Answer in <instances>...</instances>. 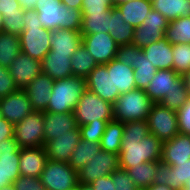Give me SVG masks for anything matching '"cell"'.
I'll return each instance as SVG.
<instances>
[{"label": "cell", "mask_w": 190, "mask_h": 190, "mask_svg": "<svg viewBox=\"0 0 190 190\" xmlns=\"http://www.w3.org/2000/svg\"><path fill=\"white\" fill-rule=\"evenodd\" d=\"M163 142L150 134L147 120L124 123L119 166L126 170L148 161H161Z\"/></svg>", "instance_id": "6da1fadb"}, {"label": "cell", "mask_w": 190, "mask_h": 190, "mask_svg": "<svg viewBox=\"0 0 190 190\" xmlns=\"http://www.w3.org/2000/svg\"><path fill=\"white\" fill-rule=\"evenodd\" d=\"M52 30L43 28L36 10H24V31L19 35L21 52L41 61L51 50Z\"/></svg>", "instance_id": "7a4b0ae2"}, {"label": "cell", "mask_w": 190, "mask_h": 190, "mask_svg": "<svg viewBox=\"0 0 190 190\" xmlns=\"http://www.w3.org/2000/svg\"><path fill=\"white\" fill-rule=\"evenodd\" d=\"M35 10L43 28L49 30L65 29L80 31L82 11L63 5L61 0H40Z\"/></svg>", "instance_id": "3957f363"}, {"label": "cell", "mask_w": 190, "mask_h": 190, "mask_svg": "<svg viewBox=\"0 0 190 190\" xmlns=\"http://www.w3.org/2000/svg\"><path fill=\"white\" fill-rule=\"evenodd\" d=\"M87 90L86 79L71 76L54 81L47 110L49 113L73 112L84 92Z\"/></svg>", "instance_id": "277c9868"}, {"label": "cell", "mask_w": 190, "mask_h": 190, "mask_svg": "<svg viewBox=\"0 0 190 190\" xmlns=\"http://www.w3.org/2000/svg\"><path fill=\"white\" fill-rule=\"evenodd\" d=\"M153 104L143 89L135 88L120 94L113 104L114 120L122 123L147 120Z\"/></svg>", "instance_id": "5b68a950"}, {"label": "cell", "mask_w": 190, "mask_h": 190, "mask_svg": "<svg viewBox=\"0 0 190 190\" xmlns=\"http://www.w3.org/2000/svg\"><path fill=\"white\" fill-rule=\"evenodd\" d=\"M73 113L78 127L88 123H108L114 120L113 104L89 90L81 96Z\"/></svg>", "instance_id": "8992f818"}, {"label": "cell", "mask_w": 190, "mask_h": 190, "mask_svg": "<svg viewBox=\"0 0 190 190\" xmlns=\"http://www.w3.org/2000/svg\"><path fill=\"white\" fill-rule=\"evenodd\" d=\"M40 181L47 190H76L78 186L77 171L68 163L48 159Z\"/></svg>", "instance_id": "52a82bcc"}, {"label": "cell", "mask_w": 190, "mask_h": 190, "mask_svg": "<svg viewBox=\"0 0 190 190\" xmlns=\"http://www.w3.org/2000/svg\"><path fill=\"white\" fill-rule=\"evenodd\" d=\"M43 111H33L14 124L13 137L20 148L44 146Z\"/></svg>", "instance_id": "ba28073f"}, {"label": "cell", "mask_w": 190, "mask_h": 190, "mask_svg": "<svg viewBox=\"0 0 190 190\" xmlns=\"http://www.w3.org/2000/svg\"><path fill=\"white\" fill-rule=\"evenodd\" d=\"M147 124L150 134L162 142L172 139L179 133L177 111L163 107L159 103L152 105Z\"/></svg>", "instance_id": "9c48e42d"}, {"label": "cell", "mask_w": 190, "mask_h": 190, "mask_svg": "<svg viewBox=\"0 0 190 190\" xmlns=\"http://www.w3.org/2000/svg\"><path fill=\"white\" fill-rule=\"evenodd\" d=\"M119 168V154L101 149L77 172L78 184H91L98 178L110 175Z\"/></svg>", "instance_id": "30bf717a"}, {"label": "cell", "mask_w": 190, "mask_h": 190, "mask_svg": "<svg viewBox=\"0 0 190 190\" xmlns=\"http://www.w3.org/2000/svg\"><path fill=\"white\" fill-rule=\"evenodd\" d=\"M168 25L169 21L152 8L142 25L135 28L131 44L142 49L149 44L158 42L165 37Z\"/></svg>", "instance_id": "8fae6325"}, {"label": "cell", "mask_w": 190, "mask_h": 190, "mask_svg": "<svg viewBox=\"0 0 190 190\" xmlns=\"http://www.w3.org/2000/svg\"><path fill=\"white\" fill-rule=\"evenodd\" d=\"M190 179V159L184 162H173L171 165L157 161V171L154 176L155 184L168 185L179 190Z\"/></svg>", "instance_id": "7c38bea8"}, {"label": "cell", "mask_w": 190, "mask_h": 190, "mask_svg": "<svg viewBox=\"0 0 190 190\" xmlns=\"http://www.w3.org/2000/svg\"><path fill=\"white\" fill-rule=\"evenodd\" d=\"M82 45L98 64H107L113 60L119 47L109 33L82 35Z\"/></svg>", "instance_id": "4fadbf2b"}, {"label": "cell", "mask_w": 190, "mask_h": 190, "mask_svg": "<svg viewBox=\"0 0 190 190\" xmlns=\"http://www.w3.org/2000/svg\"><path fill=\"white\" fill-rule=\"evenodd\" d=\"M86 85L87 90L112 104H114L120 96V93H114L112 71H108L106 64H98L90 72L86 78Z\"/></svg>", "instance_id": "5bb4252c"}, {"label": "cell", "mask_w": 190, "mask_h": 190, "mask_svg": "<svg viewBox=\"0 0 190 190\" xmlns=\"http://www.w3.org/2000/svg\"><path fill=\"white\" fill-rule=\"evenodd\" d=\"M0 107L3 117L12 124L22 121L34 111L26 92L20 89L0 98Z\"/></svg>", "instance_id": "9a60e30c"}, {"label": "cell", "mask_w": 190, "mask_h": 190, "mask_svg": "<svg viewBox=\"0 0 190 190\" xmlns=\"http://www.w3.org/2000/svg\"><path fill=\"white\" fill-rule=\"evenodd\" d=\"M80 140L81 131L79 127L68 134L54 136V139L49 140L45 144L48 159L68 163Z\"/></svg>", "instance_id": "2e32d148"}, {"label": "cell", "mask_w": 190, "mask_h": 190, "mask_svg": "<svg viewBox=\"0 0 190 190\" xmlns=\"http://www.w3.org/2000/svg\"><path fill=\"white\" fill-rule=\"evenodd\" d=\"M9 71L17 89L24 90L31 81L42 73L41 61L32 59L21 52L11 63Z\"/></svg>", "instance_id": "e0dca14e"}, {"label": "cell", "mask_w": 190, "mask_h": 190, "mask_svg": "<svg viewBox=\"0 0 190 190\" xmlns=\"http://www.w3.org/2000/svg\"><path fill=\"white\" fill-rule=\"evenodd\" d=\"M54 81L48 75L40 73L24 88L34 111L47 110Z\"/></svg>", "instance_id": "ac0fdd59"}, {"label": "cell", "mask_w": 190, "mask_h": 190, "mask_svg": "<svg viewBox=\"0 0 190 190\" xmlns=\"http://www.w3.org/2000/svg\"><path fill=\"white\" fill-rule=\"evenodd\" d=\"M47 161L45 146L21 148L19 160L20 175L40 178Z\"/></svg>", "instance_id": "d6986e66"}, {"label": "cell", "mask_w": 190, "mask_h": 190, "mask_svg": "<svg viewBox=\"0 0 190 190\" xmlns=\"http://www.w3.org/2000/svg\"><path fill=\"white\" fill-rule=\"evenodd\" d=\"M43 121L44 146L49 140L54 139V136L68 134L78 127L73 112L49 113L44 111Z\"/></svg>", "instance_id": "ffe728a7"}, {"label": "cell", "mask_w": 190, "mask_h": 190, "mask_svg": "<svg viewBox=\"0 0 190 190\" xmlns=\"http://www.w3.org/2000/svg\"><path fill=\"white\" fill-rule=\"evenodd\" d=\"M180 78L181 75L173 69L157 70L144 91L154 103H159L173 88H177V81Z\"/></svg>", "instance_id": "44dd1931"}, {"label": "cell", "mask_w": 190, "mask_h": 190, "mask_svg": "<svg viewBox=\"0 0 190 190\" xmlns=\"http://www.w3.org/2000/svg\"><path fill=\"white\" fill-rule=\"evenodd\" d=\"M190 159V135L178 133L172 139L164 141L161 161L171 165L173 162H184Z\"/></svg>", "instance_id": "7402d4cb"}, {"label": "cell", "mask_w": 190, "mask_h": 190, "mask_svg": "<svg viewBox=\"0 0 190 190\" xmlns=\"http://www.w3.org/2000/svg\"><path fill=\"white\" fill-rule=\"evenodd\" d=\"M142 51L157 70L173 69L172 45L165 37L142 48Z\"/></svg>", "instance_id": "603a6c76"}, {"label": "cell", "mask_w": 190, "mask_h": 190, "mask_svg": "<svg viewBox=\"0 0 190 190\" xmlns=\"http://www.w3.org/2000/svg\"><path fill=\"white\" fill-rule=\"evenodd\" d=\"M42 73L53 80L73 76L71 57L68 54H55L52 50L41 60Z\"/></svg>", "instance_id": "cb8c5ba5"}, {"label": "cell", "mask_w": 190, "mask_h": 190, "mask_svg": "<svg viewBox=\"0 0 190 190\" xmlns=\"http://www.w3.org/2000/svg\"><path fill=\"white\" fill-rule=\"evenodd\" d=\"M82 44L80 31L56 29L52 31L51 50L55 54H68L71 57Z\"/></svg>", "instance_id": "d4e9b609"}, {"label": "cell", "mask_w": 190, "mask_h": 190, "mask_svg": "<svg viewBox=\"0 0 190 190\" xmlns=\"http://www.w3.org/2000/svg\"><path fill=\"white\" fill-rule=\"evenodd\" d=\"M108 71H112L114 93H126L136 88L134 69L115 58L106 64Z\"/></svg>", "instance_id": "484cf974"}, {"label": "cell", "mask_w": 190, "mask_h": 190, "mask_svg": "<svg viewBox=\"0 0 190 190\" xmlns=\"http://www.w3.org/2000/svg\"><path fill=\"white\" fill-rule=\"evenodd\" d=\"M116 7L121 12L125 23L136 28L142 25L148 13L151 12L152 3L148 0H130Z\"/></svg>", "instance_id": "4316f807"}, {"label": "cell", "mask_w": 190, "mask_h": 190, "mask_svg": "<svg viewBox=\"0 0 190 190\" xmlns=\"http://www.w3.org/2000/svg\"><path fill=\"white\" fill-rule=\"evenodd\" d=\"M131 67L134 69L136 88L145 90L153 80L157 69L149 62L139 47L135 49V59Z\"/></svg>", "instance_id": "83f0119b"}, {"label": "cell", "mask_w": 190, "mask_h": 190, "mask_svg": "<svg viewBox=\"0 0 190 190\" xmlns=\"http://www.w3.org/2000/svg\"><path fill=\"white\" fill-rule=\"evenodd\" d=\"M135 28L126 24L121 12L115 6L111 9L110 15V36L120 45L131 44Z\"/></svg>", "instance_id": "f1b7e54d"}, {"label": "cell", "mask_w": 190, "mask_h": 190, "mask_svg": "<svg viewBox=\"0 0 190 190\" xmlns=\"http://www.w3.org/2000/svg\"><path fill=\"white\" fill-rule=\"evenodd\" d=\"M152 8L168 21L190 17V0H155L152 2Z\"/></svg>", "instance_id": "f546056e"}, {"label": "cell", "mask_w": 190, "mask_h": 190, "mask_svg": "<svg viewBox=\"0 0 190 190\" xmlns=\"http://www.w3.org/2000/svg\"><path fill=\"white\" fill-rule=\"evenodd\" d=\"M100 150V142L81 139L71 154L68 164L78 172L85 164L93 159V156Z\"/></svg>", "instance_id": "4dcf8cb0"}, {"label": "cell", "mask_w": 190, "mask_h": 190, "mask_svg": "<svg viewBox=\"0 0 190 190\" xmlns=\"http://www.w3.org/2000/svg\"><path fill=\"white\" fill-rule=\"evenodd\" d=\"M21 53L19 36L0 31V66L7 69L11 63Z\"/></svg>", "instance_id": "1f68e13d"}, {"label": "cell", "mask_w": 190, "mask_h": 190, "mask_svg": "<svg viewBox=\"0 0 190 190\" xmlns=\"http://www.w3.org/2000/svg\"><path fill=\"white\" fill-rule=\"evenodd\" d=\"M110 11L101 13H91V15H82L81 35H91L96 33H109L110 29Z\"/></svg>", "instance_id": "d6a6232c"}, {"label": "cell", "mask_w": 190, "mask_h": 190, "mask_svg": "<svg viewBox=\"0 0 190 190\" xmlns=\"http://www.w3.org/2000/svg\"><path fill=\"white\" fill-rule=\"evenodd\" d=\"M97 65L96 60L82 44L71 56L72 74L75 77L86 79Z\"/></svg>", "instance_id": "836d02e7"}, {"label": "cell", "mask_w": 190, "mask_h": 190, "mask_svg": "<svg viewBox=\"0 0 190 190\" xmlns=\"http://www.w3.org/2000/svg\"><path fill=\"white\" fill-rule=\"evenodd\" d=\"M123 130L124 123L116 120L109 121L100 141L101 149L119 154Z\"/></svg>", "instance_id": "e575fe53"}, {"label": "cell", "mask_w": 190, "mask_h": 190, "mask_svg": "<svg viewBox=\"0 0 190 190\" xmlns=\"http://www.w3.org/2000/svg\"><path fill=\"white\" fill-rule=\"evenodd\" d=\"M20 153L0 154V185L13 184L21 176L19 170Z\"/></svg>", "instance_id": "d590c367"}, {"label": "cell", "mask_w": 190, "mask_h": 190, "mask_svg": "<svg viewBox=\"0 0 190 190\" xmlns=\"http://www.w3.org/2000/svg\"><path fill=\"white\" fill-rule=\"evenodd\" d=\"M165 38L171 44H190V17H179L169 21Z\"/></svg>", "instance_id": "8d00e7d4"}, {"label": "cell", "mask_w": 190, "mask_h": 190, "mask_svg": "<svg viewBox=\"0 0 190 190\" xmlns=\"http://www.w3.org/2000/svg\"><path fill=\"white\" fill-rule=\"evenodd\" d=\"M135 185L143 190L154 183V176L157 171V161H148L126 169Z\"/></svg>", "instance_id": "74e56055"}, {"label": "cell", "mask_w": 190, "mask_h": 190, "mask_svg": "<svg viewBox=\"0 0 190 190\" xmlns=\"http://www.w3.org/2000/svg\"><path fill=\"white\" fill-rule=\"evenodd\" d=\"M190 99L188 92L184 87L182 78L177 81V88H173L159 104L168 109L178 111Z\"/></svg>", "instance_id": "f35d334b"}, {"label": "cell", "mask_w": 190, "mask_h": 190, "mask_svg": "<svg viewBox=\"0 0 190 190\" xmlns=\"http://www.w3.org/2000/svg\"><path fill=\"white\" fill-rule=\"evenodd\" d=\"M173 53V70L179 74L190 71V44H174L172 45Z\"/></svg>", "instance_id": "ab89813d"}, {"label": "cell", "mask_w": 190, "mask_h": 190, "mask_svg": "<svg viewBox=\"0 0 190 190\" xmlns=\"http://www.w3.org/2000/svg\"><path fill=\"white\" fill-rule=\"evenodd\" d=\"M108 123H88L79 126L81 139L100 142Z\"/></svg>", "instance_id": "60d3db41"}, {"label": "cell", "mask_w": 190, "mask_h": 190, "mask_svg": "<svg viewBox=\"0 0 190 190\" xmlns=\"http://www.w3.org/2000/svg\"><path fill=\"white\" fill-rule=\"evenodd\" d=\"M115 4L113 0H83L82 2V15H91V13H103L110 11Z\"/></svg>", "instance_id": "b9f144b4"}, {"label": "cell", "mask_w": 190, "mask_h": 190, "mask_svg": "<svg viewBox=\"0 0 190 190\" xmlns=\"http://www.w3.org/2000/svg\"><path fill=\"white\" fill-rule=\"evenodd\" d=\"M115 189L114 190H140L130 177L127 170L119 168L111 174Z\"/></svg>", "instance_id": "7bdbcfd3"}, {"label": "cell", "mask_w": 190, "mask_h": 190, "mask_svg": "<svg viewBox=\"0 0 190 190\" xmlns=\"http://www.w3.org/2000/svg\"><path fill=\"white\" fill-rule=\"evenodd\" d=\"M2 31L19 36L24 31V15L3 16Z\"/></svg>", "instance_id": "ee69618b"}, {"label": "cell", "mask_w": 190, "mask_h": 190, "mask_svg": "<svg viewBox=\"0 0 190 190\" xmlns=\"http://www.w3.org/2000/svg\"><path fill=\"white\" fill-rule=\"evenodd\" d=\"M17 90L9 69L0 66V98L8 96Z\"/></svg>", "instance_id": "f6af8a7d"}, {"label": "cell", "mask_w": 190, "mask_h": 190, "mask_svg": "<svg viewBox=\"0 0 190 190\" xmlns=\"http://www.w3.org/2000/svg\"><path fill=\"white\" fill-rule=\"evenodd\" d=\"M15 190H47L40 178L19 176L13 183Z\"/></svg>", "instance_id": "bcb514c9"}, {"label": "cell", "mask_w": 190, "mask_h": 190, "mask_svg": "<svg viewBox=\"0 0 190 190\" xmlns=\"http://www.w3.org/2000/svg\"><path fill=\"white\" fill-rule=\"evenodd\" d=\"M179 133L190 135V99L177 111Z\"/></svg>", "instance_id": "7dc6e473"}, {"label": "cell", "mask_w": 190, "mask_h": 190, "mask_svg": "<svg viewBox=\"0 0 190 190\" xmlns=\"http://www.w3.org/2000/svg\"><path fill=\"white\" fill-rule=\"evenodd\" d=\"M137 48L134 44L120 45L118 47L115 59L122 62L125 65L132 66L135 59V49Z\"/></svg>", "instance_id": "c3c4849f"}, {"label": "cell", "mask_w": 190, "mask_h": 190, "mask_svg": "<svg viewBox=\"0 0 190 190\" xmlns=\"http://www.w3.org/2000/svg\"><path fill=\"white\" fill-rule=\"evenodd\" d=\"M0 13L2 16L24 15L18 0H0Z\"/></svg>", "instance_id": "681fc988"}, {"label": "cell", "mask_w": 190, "mask_h": 190, "mask_svg": "<svg viewBox=\"0 0 190 190\" xmlns=\"http://www.w3.org/2000/svg\"><path fill=\"white\" fill-rule=\"evenodd\" d=\"M94 190H114L115 186L111 175L98 178L91 183Z\"/></svg>", "instance_id": "f907efd6"}, {"label": "cell", "mask_w": 190, "mask_h": 190, "mask_svg": "<svg viewBox=\"0 0 190 190\" xmlns=\"http://www.w3.org/2000/svg\"><path fill=\"white\" fill-rule=\"evenodd\" d=\"M20 149L14 137L0 141V154L20 153Z\"/></svg>", "instance_id": "816d5d0a"}, {"label": "cell", "mask_w": 190, "mask_h": 190, "mask_svg": "<svg viewBox=\"0 0 190 190\" xmlns=\"http://www.w3.org/2000/svg\"><path fill=\"white\" fill-rule=\"evenodd\" d=\"M14 124L8 122L5 118L0 119V141L13 137Z\"/></svg>", "instance_id": "f5cc1de1"}, {"label": "cell", "mask_w": 190, "mask_h": 190, "mask_svg": "<svg viewBox=\"0 0 190 190\" xmlns=\"http://www.w3.org/2000/svg\"><path fill=\"white\" fill-rule=\"evenodd\" d=\"M40 0H18L21 8H23L24 10H35V5H36V2Z\"/></svg>", "instance_id": "db71d44e"}, {"label": "cell", "mask_w": 190, "mask_h": 190, "mask_svg": "<svg viewBox=\"0 0 190 190\" xmlns=\"http://www.w3.org/2000/svg\"><path fill=\"white\" fill-rule=\"evenodd\" d=\"M61 2L63 3V5H66L67 7L81 10L83 0H61Z\"/></svg>", "instance_id": "11a10c76"}, {"label": "cell", "mask_w": 190, "mask_h": 190, "mask_svg": "<svg viewBox=\"0 0 190 190\" xmlns=\"http://www.w3.org/2000/svg\"><path fill=\"white\" fill-rule=\"evenodd\" d=\"M143 190H175V189L170 188L168 185L153 183L151 186L146 187Z\"/></svg>", "instance_id": "9f6ffc18"}, {"label": "cell", "mask_w": 190, "mask_h": 190, "mask_svg": "<svg viewBox=\"0 0 190 190\" xmlns=\"http://www.w3.org/2000/svg\"><path fill=\"white\" fill-rule=\"evenodd\" d=\"M181 78L184 82V87L186 89V91L188 92L189 94V97H190V71L184 73L183 75H181Z\"/></svg>", "instance_id": "6f0895ef"}, {"label": "cell", "mask_w": 190, "mask_h": 190, "mask_svg": "<svg viewBox=\"0 0 190 190\" xmlns=\"http://www.w3.org/2000/svg\"><path fill=\"white\" fill-rule=\"evenodd\" d=\"M76 190H94L91 184H78Z\"/></svg>", "instance_id": "680465c9"}, {"label": "cell", "mask_w": 190, "mask_h": 190, "mask_svg": "<svg viewBox=\"0 0 190 190\" xmlns=\"http://www.w3.org/2000/svg\"><path fill=\"white\" fill-rule=\"evenodd\" d=\"M0 190H15V188L13 184H10V185L0 188Z\"/></svg>", "instance_id": "91938a15"}, {"label": "cell", "mask_w": 190, "mask_h": 190, "mask_svg": "<svg viewBox=\"0 0 190 190\" xmlns=\"http://www.w3.org/2000/svg\"><path fill=\"white\" fill-rule=\"evenodd\" d=\"M127 1H130V0H113L115 6Z\"/></svg>", "instance_id": "94428289"}, {"label": "cell", "mask_w": 190, "mask_h": 190, "mask_svg": "<svg viewBox=\"0 0 190 190\" xmlns=\"http://www.w3.org/2000/svg\"><path fill=\"white\" fill-rule=\"evenodd\" d=\"M2 24H3V16L0 13V31H2Z\"/></svg>", "instance_id": "6125c7cd"}, {"label": "cell", "mask_w": 190, "mask_h": 190, "mask_svg": "<svg viewBox=\"0 0 190 190\" xmlns=\"http://www.w3.org/2000/svg\"><path fill=\"white\" fill-rule=\"evenodd\" d=\"M184 188H186L187 190H190V179H189V181L184 185Z\"/></svg>", "instance_id": "be15d7a7"}, {"label": "cell", "mask_w": 190, "mask_h": 190, "mask_svg": "<svg viewBox=\"0 0 190 190\" xmlns=\"http://www.w3.org/2000/svg\"><path fill=\"white\" fill-rule=\"evenodd\" d=\"M3 113H2V110H1V107H0V119H3Z\"/></svg>", "instance_id": "e7e4bbea"}]
</instances>
